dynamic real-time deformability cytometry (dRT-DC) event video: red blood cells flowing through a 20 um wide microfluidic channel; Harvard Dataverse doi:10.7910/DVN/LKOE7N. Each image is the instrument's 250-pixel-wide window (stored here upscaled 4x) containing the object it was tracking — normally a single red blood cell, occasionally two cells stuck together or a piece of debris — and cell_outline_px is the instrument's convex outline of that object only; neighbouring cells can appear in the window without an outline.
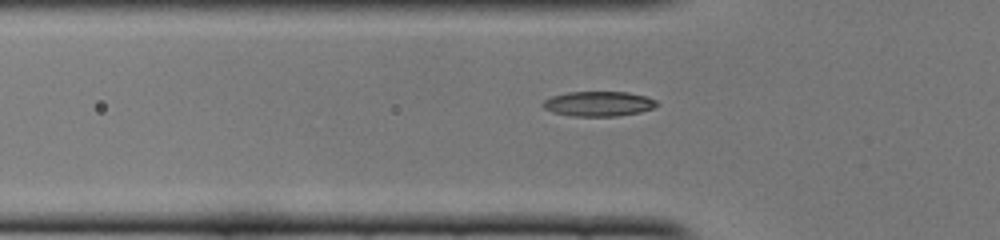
{"species": "common noctule bat (a hibernating species)", "species_latin": "Nyctalus noctula", "temperature_condition": "cold", "stored_images_in_passage": 32, "camera_frame_rate_fps": 3000, "um_per_image_px": 0.085, "animal": {"sex": "female", "body_mass_g": 22.0, "forearm_length_mm": 56.7}, "frame": {"image": 1, "passage_image": 3, "time_ms": 0.667, "image_size_px": [1000, 240], "cell_outline_px": [[660, 104], [652, 108], [640, 112], [616, 116], [572, 116], [552, 112], [544, 108], [540, 104], [544, 100], [552, 96], [568, 92], [628, 92], [644, 96], [656, 100]], "centroid_in_image_um": [50.85, 8.82], "position_along_channel_um": 74.9, "area_um2": 16.53}}
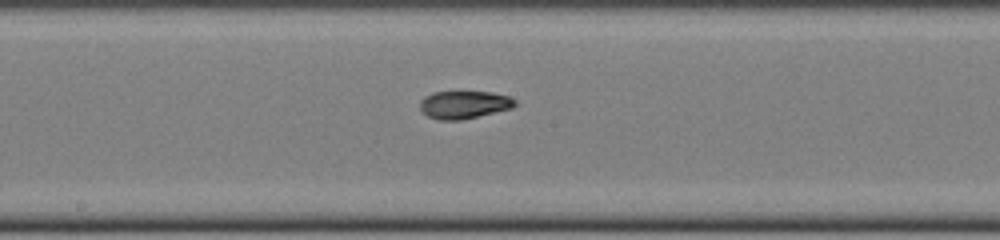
{"frame": {"image": 2, "passage_image": 13, "time_ms": 4.0, "image_size_px": [1000, 240], "cell_outline_px": [[516, 104], [512, 108], [460, 120], [436, 120], [428, 116], [420, 108], [420, 100], [424, 96], [432, 92], [492, 92], [512, 96], [516, 100]], "centroid_in_image_um": [39.45, 8.89], "position_along_channel_um": 208.7, "area_um2": 15.43}}
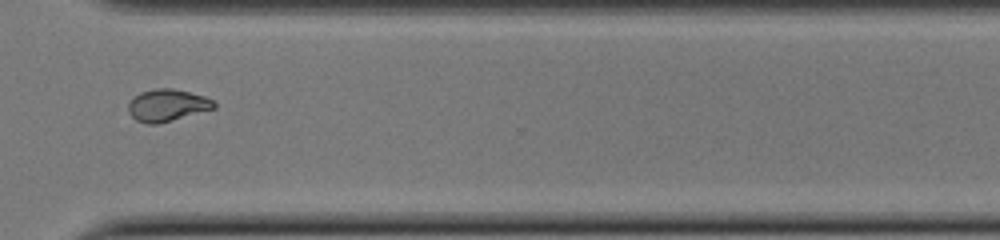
{"frame": {"image": 3, "passage_image": 24, "time_ms": 7.667, "image_size_px": [1000, 240], "cell_outline_px": [[216, 108], [172, 120], [156, 124], [148, 124], [136, 120], [128, 112], [128, 104], [132, 96], [140, 92], [156, 88], [172, 88], [204, 96], [212, 100], [216, 104]], "centroid_in_image_um": [14.18, 8.94], "position_along_channel_um": 356.4, "area_um2": 16.01}}